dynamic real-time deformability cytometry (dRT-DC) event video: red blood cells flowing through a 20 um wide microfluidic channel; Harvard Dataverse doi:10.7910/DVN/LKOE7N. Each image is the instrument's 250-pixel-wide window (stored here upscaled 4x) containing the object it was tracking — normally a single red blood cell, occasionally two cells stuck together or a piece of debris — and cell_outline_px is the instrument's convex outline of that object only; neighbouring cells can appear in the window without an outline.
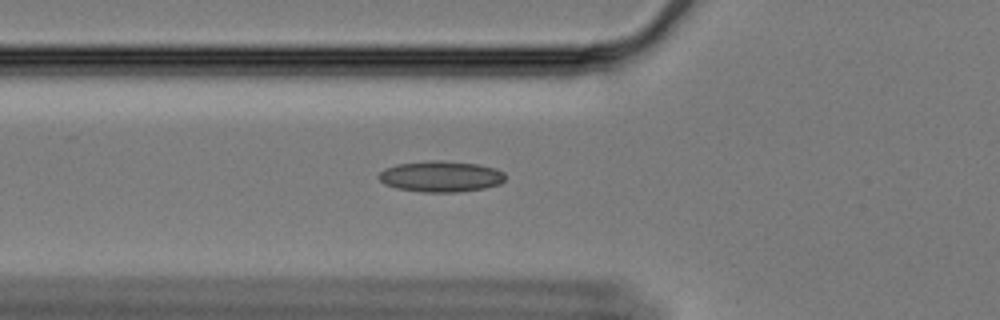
{"species": "Egyptian fruit bat (a non-hibernating species)", "species_latin": "Rousettus aegyptiacus", "temperature_condition": "cold", "stored_images_in_passage": 43, "camera_frame_rate_fps": 3000, "um_per_image_px": 0.085, "animal": {"sex": "female"}, "frame": {"image": 1, "passage_image": 12, "time_ms": 3.667, "image_size_px": [1000, 320], "cell_outline_px": [[504, 180], [500, 184], [484, 188], [456, 192], [420, 192], [396, 188], [384, 184], [376, 176], [384, 168], [396, 164], [428, 160], [440, 160], [476, 164], [496, 168], [504, 172]], "centroid_in_image_um": [37.43, 14.99], "position_along_channel_um": 88.4, "area_um2": 23.0}}
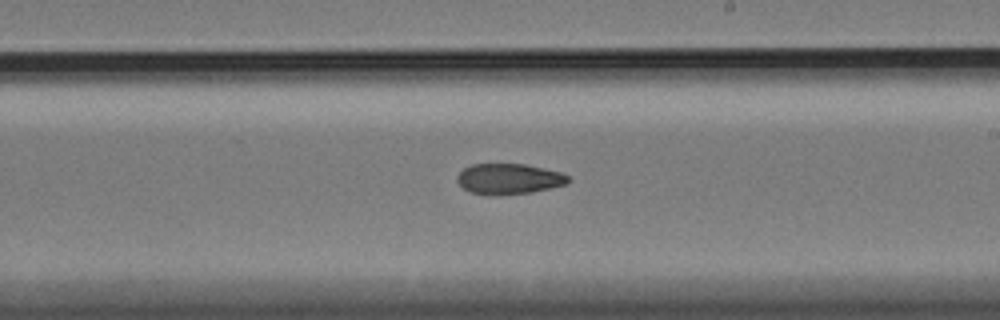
{"frame": {"image": 2, "passage_image": 26, "time_ms": 8.333, "image_size_px": [1000, 320], "cell_outline_px": [[572, 180], [564, 184], [532, 192], [472, 192], [464, 188], [456, 180], [456, 176], [464, 168], [472, 164], [524, 164], [564, 172]], "centroid_in_image_um": [43.3, 15.14], "position_along_channel_um": 245.7, "area_um2": 18.96}}
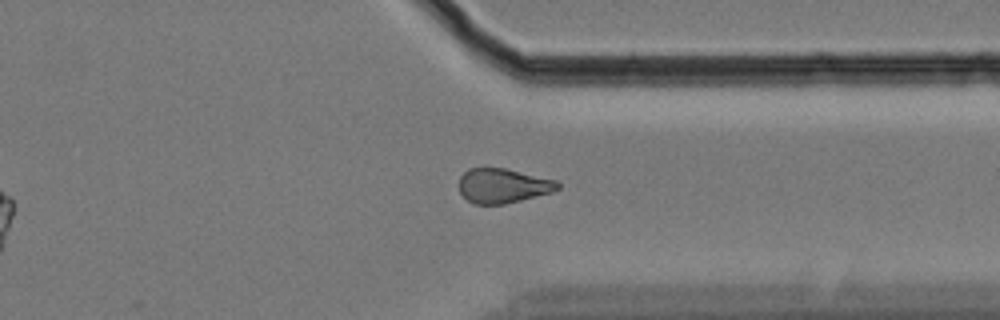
{"frame": {"image": 3, "passage_image": 37, "time_ms": 12.0, "image_size_px": [1000, 320], "cell_outline_px": [[560, 188], [552, 192], [504, 204], [472, 204], [460, 192], [460, 176], [468, 168], [484, 164], [504, 168], [556, 180], [560, 184]], "centroid_in_image_um": [42.7, 15.74], "position_along_channel_um": 368.7, "area_um2": 20.23}, "authors_computed_cell_mechanics": {"area_um2": 20.6924, "velocity_mm_per_s": 3.359, "shape_relaxation_time_tau1_ms": null, "shape_relaxation_time_tau2_ms": 6.6476, "deformation_change_tau1": null, "deformation_change_tau2": 0.1243}}